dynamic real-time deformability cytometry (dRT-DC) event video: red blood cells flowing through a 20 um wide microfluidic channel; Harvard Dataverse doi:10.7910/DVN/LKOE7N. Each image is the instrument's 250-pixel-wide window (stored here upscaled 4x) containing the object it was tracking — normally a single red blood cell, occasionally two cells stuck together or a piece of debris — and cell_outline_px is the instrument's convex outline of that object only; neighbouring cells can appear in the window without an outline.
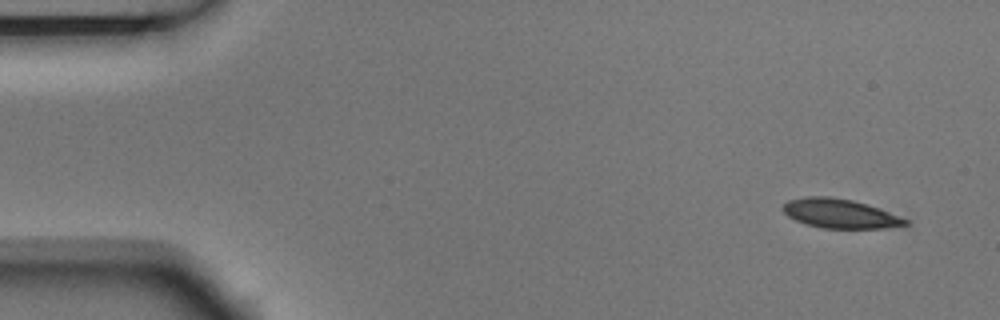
{"species": "Egyptian fruit bat (a non-hibernating species)", "species_latin": "Rousettus aegyptiacus", "temperature_condition": "room temperature", "stored_images_in_passage": 5, "camera_frame_rate_fps": 3000, "um_per_image_px": 0.085, "animal": {"sex": "male"}, "frame": {"image": 1, "passage_image": 1, "time_ms": 0.0, "image_size_px": [1000, 320], "cell_outline_px": [[908, 224], [884, 228], [820, 228], [796, 220], [788, 216], [784, 212], [784, 204], [788, 200], [808, 196], [828, 196], [852, 200], [876, 208], [908, 220]], "centroid_in_image_um": [71.35, 18.15], "position_along_channel_um": 13.7, "area_um2": 20.29}}
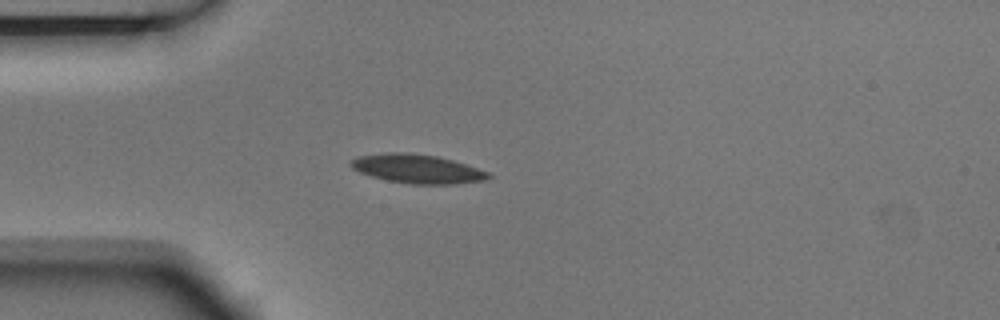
{"frame": {"image": 2, "passage_image": 4, "time_ms": 1.0, "image_size_px": [1000, 320], "cell_outline_px": [[492, 176], [484, 180], [452, 184], [408, 184], [388, 180], [372, 176], [360, 172], [352, 168], [352, 160], [360, 156], [388, 152], [408, 152], [436, 156], [452, 160], [488, 172]], "centroid_in_image_um": [35.47, 14.35], "position_along_channel_um": 49.5, "area_um2": 22.77}}